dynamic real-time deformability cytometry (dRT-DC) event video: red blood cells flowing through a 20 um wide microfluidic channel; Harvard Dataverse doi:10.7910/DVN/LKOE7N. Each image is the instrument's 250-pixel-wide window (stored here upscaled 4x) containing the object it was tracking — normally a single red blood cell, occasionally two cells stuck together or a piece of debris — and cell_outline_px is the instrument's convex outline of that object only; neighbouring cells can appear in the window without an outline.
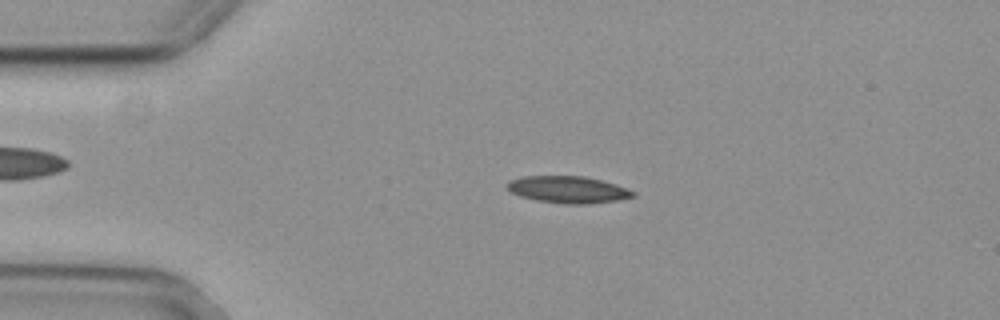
{"species": "common noctule bat (a hibernating species)", "species_latin": "Nyctalus noctula", "temperature_condition": "cold", "stored_images_in_passage": 44, "camera_frame_rate_fps": 3000, "um_per_image_px": 0.085, "animal": {"sex": "female", "body_mass_g": 29.2, "forearm_length_mm": 56.3}, "frame": {"image": 1, "passage_image": 1, "time_ms": 0.0, "image_size_px": [1000, 320], "cell_outline_px": [[636, 196], [616, 200], [588, 204], [564, 204], [536, 200], [520, 196], [512, 192], [508, 188], [508, 180], [524, 176], [584, 176], [616, 184], [636, 192]], "centroid_in_image_um": [48.3, 16.11], "position_along_channel_um": 36.7, "area_um2": 19.65}}
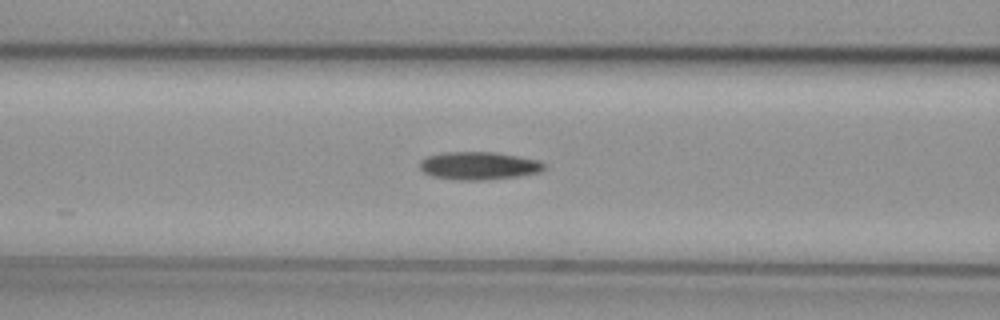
{"frame": {"image": 2, "passage_image": 11, "time_ms": 3.333, "image_size_px": [1000, 320], "cell_outline_px": [[548, 168], [540, 172], [520, 176], [484, 180], [456, 180], [432, 176], [424, 172], [420, 168], [420, 160], [428, 156], [440, 152], [496, 152], [540, 160]], "centroid_in_image_um": [40.73, 14.08], "position_along_channel_um": 125.9, "area_um2": 20.46}}
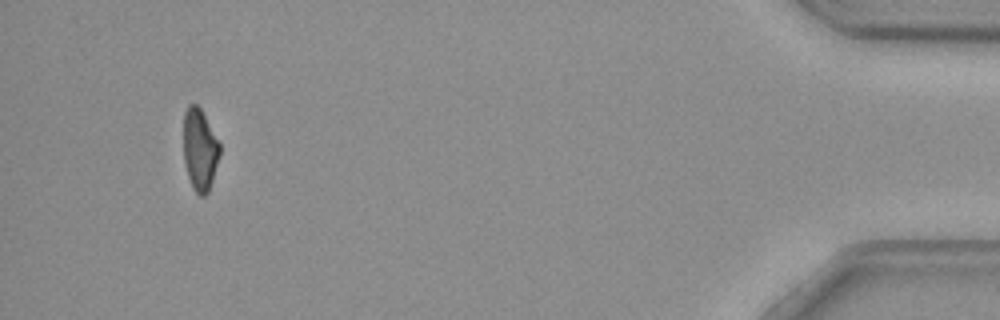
{"frame": {"image": 3, "passage_image": 41, "time_ms": 13.333, "image_size_px": [1000, 320], "cell_outline_px": [[220, 156], [208, 192], [204, 196], [200, 196], [192, 188], [184, 164], [184, 112], [188, 104], [196, 104], [200, 108], [220, 144]], "centroid_in_image_um": [16.98, 12.73], "position_along_channel_um": 418.2, "area_um2": 17.22}, "authors_computed_cell_mechanics": {"area_um2": 19.652, "velocity_mm_per_s": 3.7104, "shape_relaxation_time_tau1_ms": 11.0012, "shape_relaxation_time_tau2_ms": null, "deformation_change_tau1": 0.2241, "deformation_change_tau2": null}}